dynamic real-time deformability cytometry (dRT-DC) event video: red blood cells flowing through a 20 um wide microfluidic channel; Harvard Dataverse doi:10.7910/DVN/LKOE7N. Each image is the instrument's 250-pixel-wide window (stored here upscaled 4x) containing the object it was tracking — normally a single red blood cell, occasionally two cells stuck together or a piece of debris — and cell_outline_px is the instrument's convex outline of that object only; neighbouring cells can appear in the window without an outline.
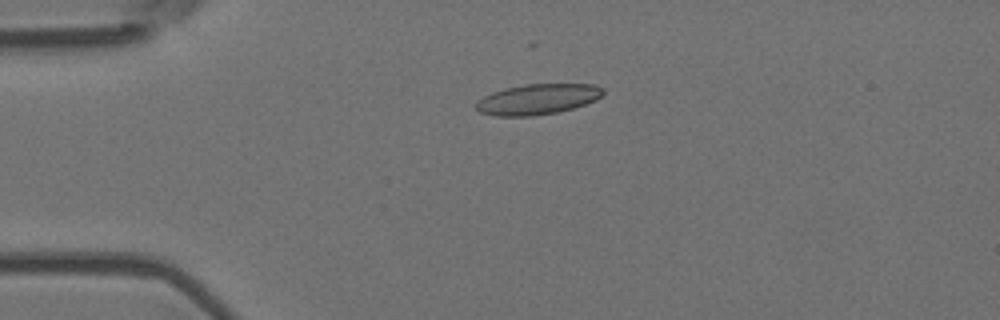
{"species": "Egyptian fruit bat (a non-hibernating species)", "species_latin": "Rousettus aegyptiacus", "temperature_condition": "room temperature", "stored_images_in_passage": 4, "camera_frame_rate_fps": 3000, "um_per_image_px": 0.085, "animal": {"sex": "female"}, "frame": {"image": 1, "passage_image": 3, "time_ms": 0.667, "image_size_px": [1000, 320], "cell_outline_px": [[604, 92], [596, 100], [572, 108], [556, 112], [532, 116], [496, 116], [480, 112], [476, 108], [476, 100], [492, 92], [504, 88], [524, 84], [596, 84], [604, 88]], "centroid_in_image_um": [45.68, 8.42], "position_along_channel_um": 39.3, "area_um2": 22.6}}